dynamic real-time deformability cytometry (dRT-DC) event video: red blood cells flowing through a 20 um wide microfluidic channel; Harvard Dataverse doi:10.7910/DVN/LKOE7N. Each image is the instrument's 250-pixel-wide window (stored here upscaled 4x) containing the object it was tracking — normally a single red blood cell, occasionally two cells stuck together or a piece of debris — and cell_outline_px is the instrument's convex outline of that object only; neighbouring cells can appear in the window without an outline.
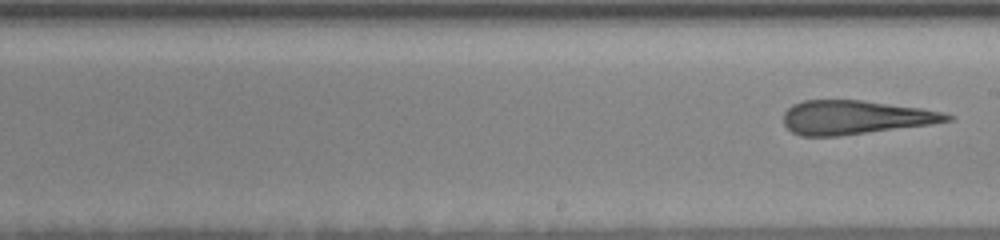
{"species": "human", "species_latin": "Homo sapiens", "temperature_condition": "room temperature", "stored_images_in_passage": 21, "segment_of_instrument_passage": [2, 2], "camera_frame_rate_fps": 3000, "um_per_image_px": 0.085, "donor": {"sex": "female"}, "frame": {"image": 1, "passage_image": 21, "time_ms": 12.667, "image_size_px": [1000, 240], "cell_outline_px": [[952, 120], [932, 124], [836, 136], [800, 136], [792, 132], [784, 124], [784, 112], [792, 104], [804, 100], [864, 100], [920, 108], [940, 112], [952, 116]], "centroid_in_image_um": [72.64, 9.97], "position_along_channel_um": 216.4, "area_um2": 32.02}}